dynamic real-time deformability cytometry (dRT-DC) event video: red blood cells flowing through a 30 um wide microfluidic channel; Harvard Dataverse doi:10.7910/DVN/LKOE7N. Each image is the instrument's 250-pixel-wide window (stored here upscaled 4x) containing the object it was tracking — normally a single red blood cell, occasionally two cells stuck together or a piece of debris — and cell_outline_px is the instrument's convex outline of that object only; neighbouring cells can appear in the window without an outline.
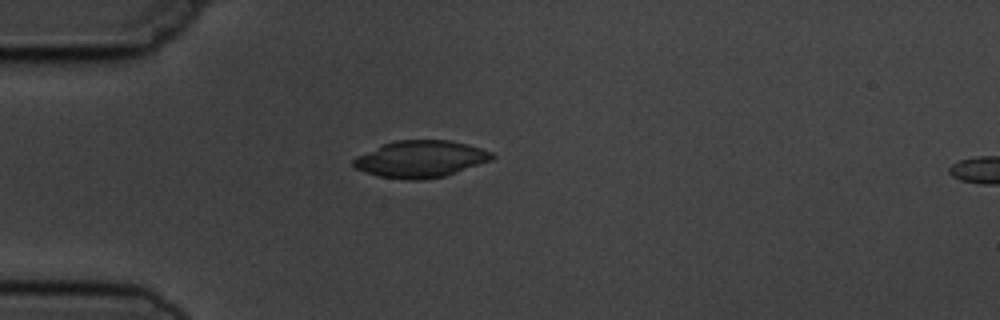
{"species": "common noctule bat (a hibernating species)", "species_latin": "Nyctalus noctula", "temperature_condition": "cold", "stored_images_in_passage": 1, "camera_frame_rate_fps": 3000, "um_per_image_px": 0.085, "animal": {"sex": "male", "body_mass_g": 19.5, "forearm_length_mm": 54.6}, "frame": {"image": 1, "passage_image": 1, "time_ms": 0.0, "image_size_px": [1000, 320], "cell_outline_px": [[496, 156], [492, 160], [444, 176], [424, 180], [408, 180], [380, 176], [364, 172], [356, 168], [352, 164], [352, 160], [356, 156], [384, 144], [396, 140], [448, 140], [468, 144], [492, 152]], "centroid_in_image_um": [35.75, 13.52], "position_along_channel_um": 49.2, "area_um2": 29.65}}